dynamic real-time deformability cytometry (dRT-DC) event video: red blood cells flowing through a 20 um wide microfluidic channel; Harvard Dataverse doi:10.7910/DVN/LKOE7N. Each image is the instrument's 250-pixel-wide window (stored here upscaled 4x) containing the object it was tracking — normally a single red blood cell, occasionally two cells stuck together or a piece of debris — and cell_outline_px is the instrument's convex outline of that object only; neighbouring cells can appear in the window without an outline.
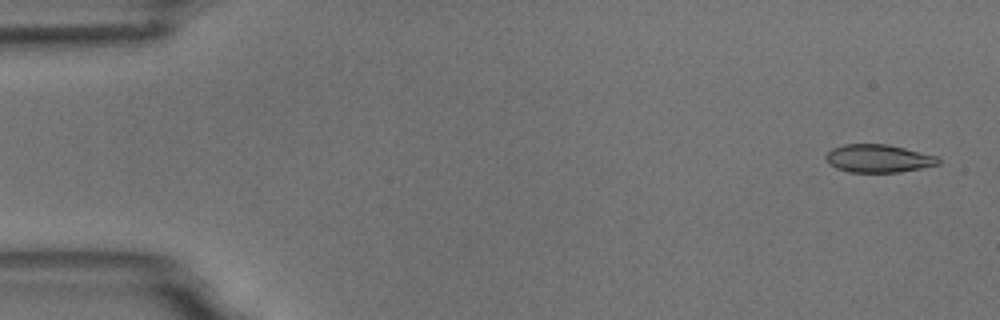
{"species": "common noctule bat (a hibernating species)", "species_latin": "Nyctalus noctula", "temperature_condition": "room temperature", "stored_images_in_passage": 4, "camera_frame_rate_fps": 3000, "um_per_image_px": 0.085, "animal": {"sex": "male", "body_mass_g": 18.8}, "frame": {"image": 1, "passage_image": 1, "time_ms": 0.0, "image_size_px": [1000, 320], "cell_outline_px": [[940, 164], [900, 172], [848, 172], [836, 168], [828, 164], [824, 156], [832, 148], [844, 144], [888, 144], [936, 156], [940, 160]], "centroid_in_image_um": [74.62, 13.47], "position_along_channel_um": 10.4, "area_um2": 18.32}}
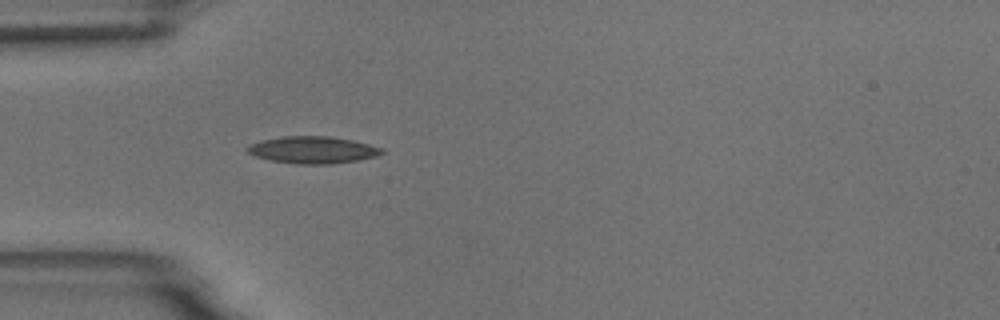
{"frame": {"image": 2, "passage_image": 4, "time_ms": 4.667, "image_size_px": [1000, 320], "cell_outline_px": [[384, 152], [376, 156], [360, 160], [332, 164], [296, 164], [268, 160], [256, 156], [248, 152], [244, 148], [248, 144], [264, 140], [284, 136], [332, 136], [352, 140], [368, 144], [380, 148]], "centroid_in_image_um": [26.55, 12.75], "position_along_channel_um": 58.4, "area_um2": 21.21}}